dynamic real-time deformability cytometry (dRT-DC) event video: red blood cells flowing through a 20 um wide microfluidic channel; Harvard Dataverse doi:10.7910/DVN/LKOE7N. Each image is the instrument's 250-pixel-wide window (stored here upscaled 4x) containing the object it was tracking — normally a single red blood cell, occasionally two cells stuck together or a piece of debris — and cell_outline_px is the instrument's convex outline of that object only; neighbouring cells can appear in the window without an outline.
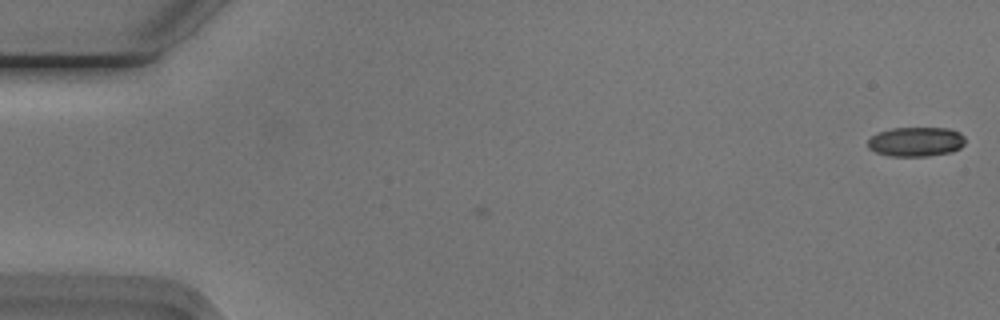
{"species": "Egyptian fruit bat (a non-hibernating species)", "species_latin": "Rousettus aegyptiacus", "temperature_condition": "cold", "stored_images_in_passage": 5, "camera_frame_rate_fps": 3000, "um_per_image_px": 0.085, "animal": {"sex": "male"}, "frame": {"image": 1, "passage_image": 5, "time_ms": 1.333, "image_size_px": [1000, 320], "cell_outline_px": [[964, 144], [960, 148], [952, 152], [928, 156], [888, 156], [876, 152], [868, 148], [868, 140], [872, 136], [880, 132], [892, 128], [948, 128], [960, 132], [964, 136]], "centroid_in_image_um": [77.87, 12.05], "position_along_channel_um": 7.1, "area_um2": 16.76}}